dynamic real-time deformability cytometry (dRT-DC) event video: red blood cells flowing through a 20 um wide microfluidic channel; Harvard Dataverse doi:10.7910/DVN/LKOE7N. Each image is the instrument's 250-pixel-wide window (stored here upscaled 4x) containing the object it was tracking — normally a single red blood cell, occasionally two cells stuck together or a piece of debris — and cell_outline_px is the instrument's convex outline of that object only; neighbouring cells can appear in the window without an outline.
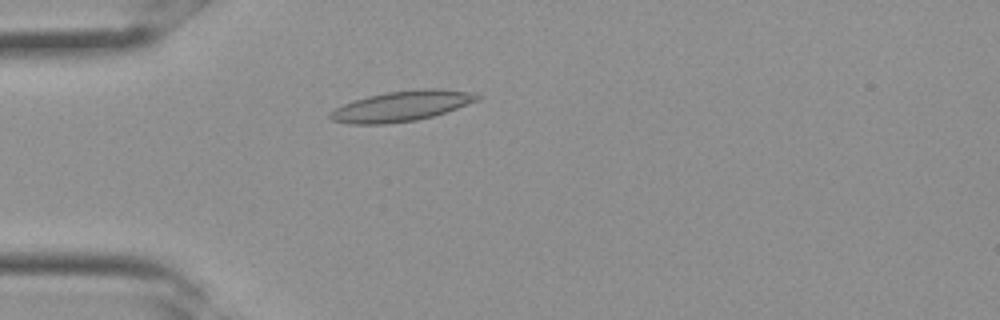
{"species": "Egyptian fruit bat (a non-hibernating species)", "species_latin": "Rousettus aegyptiacus", "temperature_condition": "room temperature", "stored_images_in_passage": 12, "camera_frame_rate_fps": 3000, "um_per_image_px": 0.085, "frame": {"image": 1, "passage_image": 9, "time_ms": 2.667, "image_size_px": [1000, 320], "cell_outline_px": [[484, 96], [480, 100], [432, 116], [416, 120], [384, 124], [348, 124], [332, 120], [328, 116], [328, 112], [352, 100], [368, 96], [388, 92], [424, 88], [440, 88], [468, 92]], "centroid_in_image_um": [34.12, 9.01], "position_along_channel_um": 50.9, "area_um2": 25.95}}
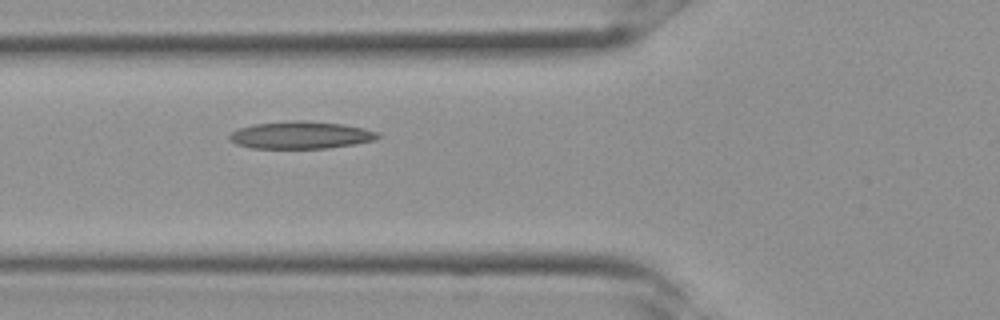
{"frame": {"image": 2, "passage_image": 12, "time_ms": 3.667, "image_size_px": [1000, 320], "cell_outline_px": [[380, 136], [376, 140], [356, 144], [328, 148], [252, 148], [236, 144], [228, 140], [228, 136], [232, 132], [240, 128], [252, 124], [292, 120], [300, 120], [344, 124], [364, 128], [380, 132]], "centroid_in_image_um": [25.59, 11.48], "position_along_channel_um": 100.2, "area_um2": 23.87}}